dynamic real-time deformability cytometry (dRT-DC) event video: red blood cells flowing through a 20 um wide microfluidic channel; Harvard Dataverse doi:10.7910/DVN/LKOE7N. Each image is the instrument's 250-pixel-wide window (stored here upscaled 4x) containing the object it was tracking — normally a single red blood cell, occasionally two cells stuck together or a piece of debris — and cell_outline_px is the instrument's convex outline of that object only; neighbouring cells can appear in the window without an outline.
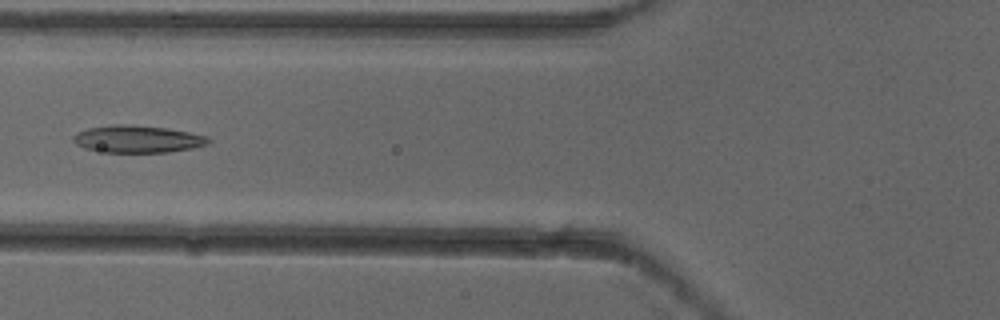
{"species": "common noctule bat (a hibernating species)", "species_latin": "Nyctalus noctula", "temperature_condition": "cold", "stored_images_in_passage": 5, "camera_frame_rate_fps": 3000, "um_per_image_px": 0.085, "animal": {"sex": "female"}, "frame": {"image": 1, "passage_image": 5, "time_ms": 1.333, "image_size_px": [1000, 320], "cell_outline_px": [[212, 140], [208, 144], [192, 148], [168, 152], [108, 152], [84, 148], [76, 144], [72, 140], [72, 136], [88, 128], [112, 124], [128, 124], [164, 128], [188, 132], [208, 136]], "centroid_in_image_um": [11.7, 11.82], "position_along_channel_um": 114.1, "area_um2": 21.33}}